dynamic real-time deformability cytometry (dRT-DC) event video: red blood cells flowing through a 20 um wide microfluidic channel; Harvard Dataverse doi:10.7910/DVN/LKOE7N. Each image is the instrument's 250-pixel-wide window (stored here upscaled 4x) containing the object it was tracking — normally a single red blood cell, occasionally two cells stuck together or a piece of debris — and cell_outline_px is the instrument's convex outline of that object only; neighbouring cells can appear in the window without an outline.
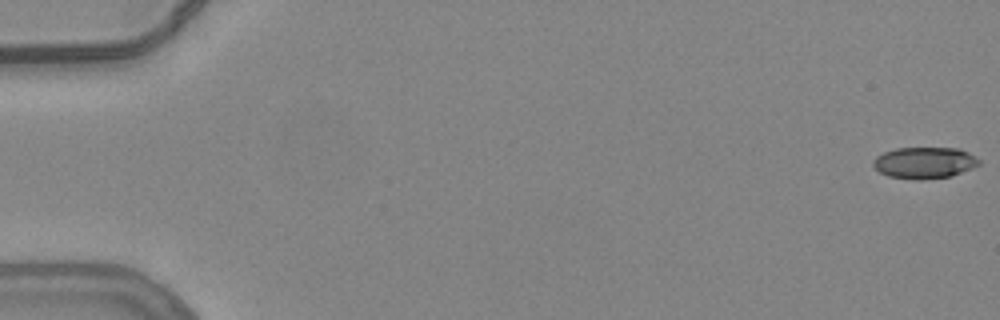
{"species": "common noctule bat (a hibernating species)", "species_latin": "Nyctalus noctula", "temperature_condition": "warm", "stored_images_in_passage": 55, "camera_frame_rate_fps": 3000, "um_per_image_px": 0.085, "animal": {"sex": "female", "body_mass_g": 24.6, "forearm_length_mm": 56.2}, "frame": {"image": 1, "passage_image": 1, "time_ms": 0.0, "image_size_px": [1000, 320], "cell_outline_px": [[980, 164], [972, 168], [952, 176], [924, 180], [916, 180], [888, 176], [880, 172], [872, 164], [872, 160], [876, 156], [884, 152], [896, 148], [960, 148], [968, 152], [980, 160]], "centroid_in_image_um": [78.58, 13.84], "position_along_channel_um": 6.4, "area_um2": 19.54}}
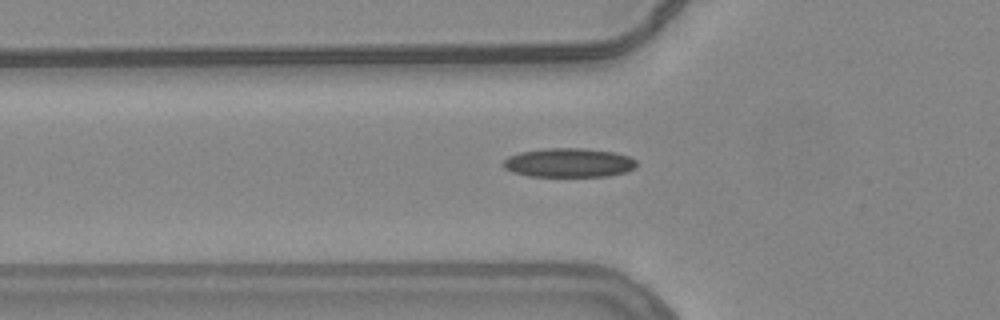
{"frame": {"image": 2, "passage_image": 20, "time_ms": 6.333, "image_size_px": [1000, 320], "cell_outline_px": [[636, 168], [628, 172], [608, 176], [528, 176], [512, 172], [504, 168], [500, 164], [508, 156], [520, 152], [548, 148], [584, 148], [612, 152], [628, 156], [636, 160]], "centroid_in_image_um": [48.34, 13.83], "position_along_channel_um": 77.5, "area_um2": 22.72}}
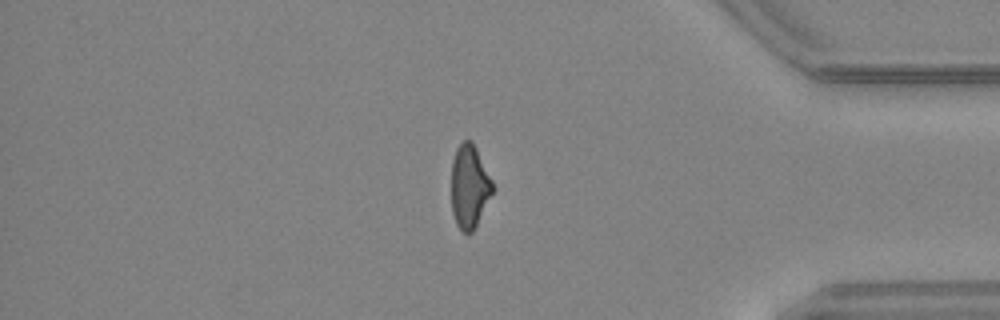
{"frame": {"image": 3, "passage_image": 47, "time_ms": 15.333, "image_size_px": [1000, 320], "cell_outline_px": [[496, 188], [472, 232], [468, 236], [456, 224], [452, 212], [452, 160], [456, 148], [464, 140], [472, 140]], "centroid_in_image_um": [39.91, 15.86], "position_along_channel_um": 395.3, "area_um2": 20.11}, "authors_computed_cell_mechanics": {"area_um2": 21.0392, "velocity_mm_per_s": 3.8195, "shape_relaxation_time_tau1_ms": null, "shape_relaxation_time_tau2_ms": 2.272, "deformation_change_tau1": null, "deformation_change_tau2": 0.0932}}